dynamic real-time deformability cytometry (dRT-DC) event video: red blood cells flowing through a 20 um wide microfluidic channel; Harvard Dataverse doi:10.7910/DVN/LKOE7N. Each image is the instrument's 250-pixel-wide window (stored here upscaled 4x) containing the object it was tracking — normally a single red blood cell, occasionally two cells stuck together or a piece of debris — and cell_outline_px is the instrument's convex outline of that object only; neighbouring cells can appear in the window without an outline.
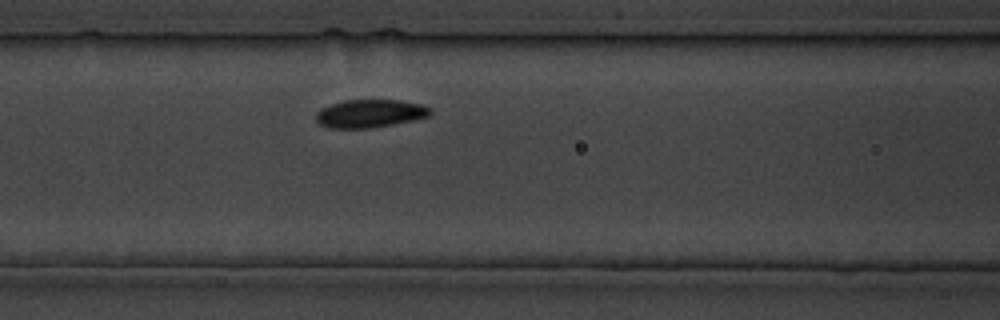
{"species": "common noctule bat (a hibernating species)", "species_latin": "Nyctalus noctula", "temperature_condition": "cold", "stored_images_in_passage": 11, "camera_frame_rate_fps": 3000, "um_per_image_px": 0.085, "animal": {"sex": "male", "body_mass_g": 19.5, "forearm_length_mm": 54.6}, "frame": {"image": 1, "passage_image": 4, "time_ms": 4.333, "image_size_px": [1000, 320], "cell_outline_px": [[432, 112], [428, 116], [412, 120], [392, 124], [368, 128], [328, 128], [320, 124], [316, 120], [316, 112], [320, 108], [344, 100], [400, 100], [420, 104], [432, 108]], "centroid_in_image_um": [31.42, 9.64], "position_along_channel_um": 135.2, "area_um2": 18.61}}
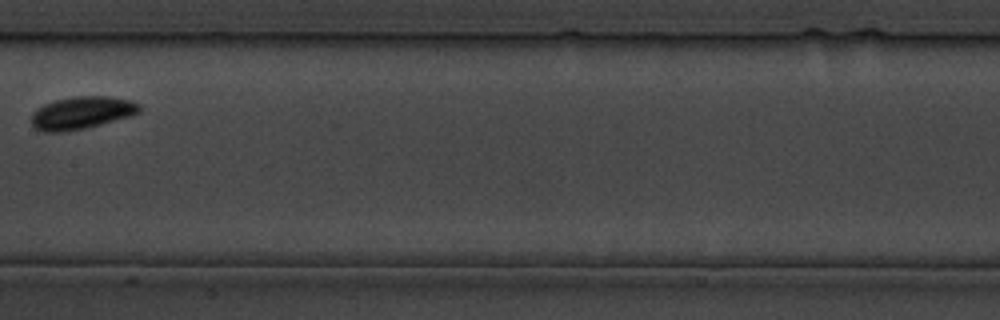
{"frame": {"image": 2, "passage_image": 8, "time_ms": 9.0, "image_size_px": [1000, 320], "cell_outline_px": [[140, 112], [128, 116], [100, 124], [84, 128], [64, 132], [40, 132], [32, 124], [32, 112], [44, 104], [56, 100], [76, 96], [108, 96], [132, 100], [140, 104]], "centroid_in_image_um": [6.93, 9.58], "position_along_channel_um": 200.5, "area_um2": 20.35}}